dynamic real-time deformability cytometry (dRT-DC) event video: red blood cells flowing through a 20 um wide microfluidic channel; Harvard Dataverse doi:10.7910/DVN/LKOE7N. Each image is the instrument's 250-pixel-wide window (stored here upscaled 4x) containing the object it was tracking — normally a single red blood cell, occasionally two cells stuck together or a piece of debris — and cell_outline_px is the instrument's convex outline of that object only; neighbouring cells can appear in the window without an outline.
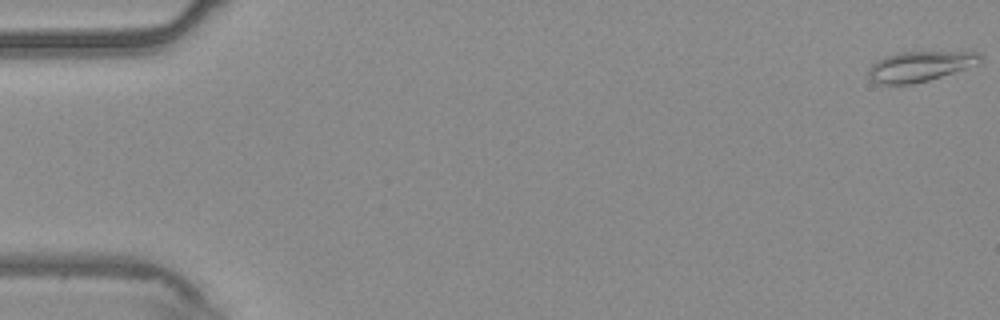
{"species": "common noctule bat (a hibernating species)", "species_latin": "Nyctalus noctula", "temperature_condition": "warm", "stored_images_in_passage": 55, "camera_frame_rate_fps": 3000, "um_per_image_px": 0.085, "animal": {"sex": "male", "body_mass_g": 20.4}, "frame": {"image": 1, "passage_image": 1, "time_ms": 0.0, "image_size_px": [1000, 320], "cell_outline_px": [[984, 56], [976, 64], [928, 80], [912, 84], [880, 84], [872, 80], [868, 76], [868, 68], [876, 60], [884, 56], [900, 52], [980, 52]], "centroid_in_image_um": [78.14, 5.63], "position_along_channel_um": 6.9, "area_um2": 19.42}}
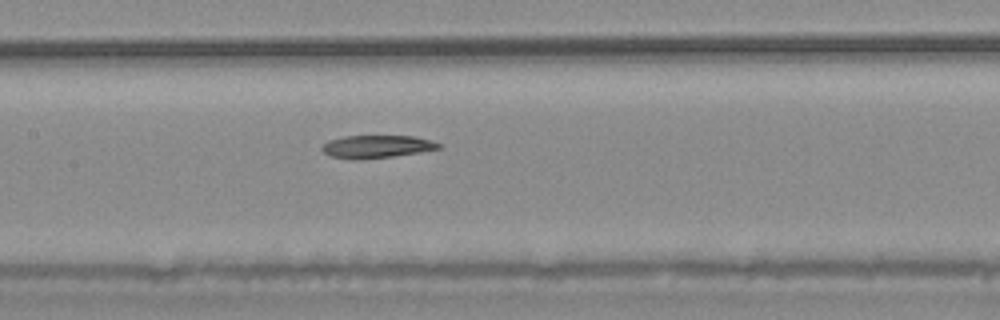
{"frame": {"image": 2, "passage_image": 27, "time_ms": 8.667, "image_size_px": [1000, 320], "cell_outline_px": [[444, 148], [392, 156], [360, 160], [352, 160], [332, 156], [324, 152], [320, 148], [328, 140], [344, 136], [412, 136], [428, 140], [440, 144]], "centroid_in_image_um": [31.98, 12.46], "position_along_channel_um": 175.4, "area_um2": 15.37}}
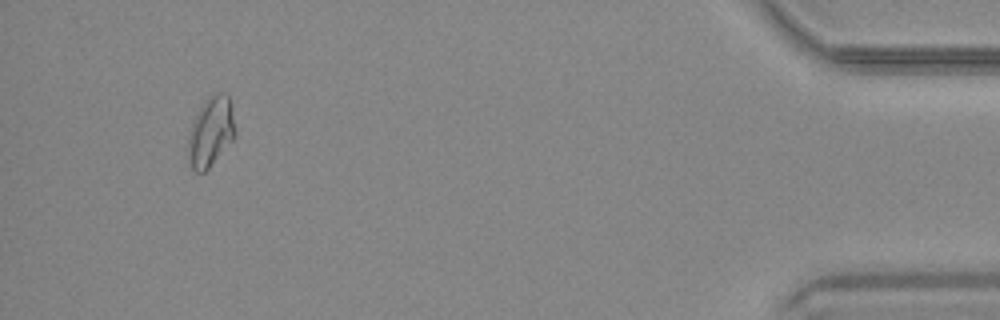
{"frame": {"image": 3, "passage_image": 52, "time_ms": 17.0, "image_size_px": [1000, 320], "cell_outline_px": [[236, 136], [208, 168], [204, 172], [196, 172], [192, 168], [188, 156], [188, 140], [192, 124], [200, 108], [208, 96], [216, 92], [220, 92], [228, 96], [232, 104], [236, 128]], "centroid_in_image_um": [17.95, 11.17], "position_along_channel_um": 417.2, "area_um2": 19.02}}